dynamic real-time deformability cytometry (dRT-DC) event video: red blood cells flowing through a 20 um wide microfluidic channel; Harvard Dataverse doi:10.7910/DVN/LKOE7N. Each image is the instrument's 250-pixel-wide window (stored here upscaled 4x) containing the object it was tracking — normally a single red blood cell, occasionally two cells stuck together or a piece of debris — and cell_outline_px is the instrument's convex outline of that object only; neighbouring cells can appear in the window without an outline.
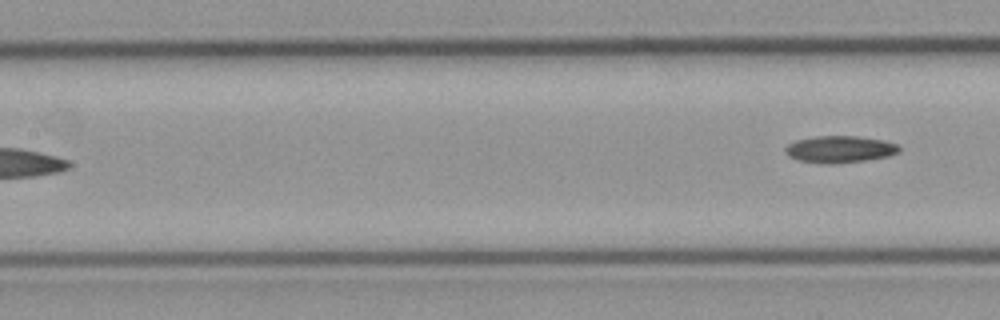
{"species": "common noctule bat (a hibernating species)", "species_latin": "Nyctalus noctula", "temperature_condition": "cold", "stored_images_in_passage": 6, "segment_of_instrument_passage": [2, 2], "camera_frame_rate_fps": 3000, "um_per_image_px": 0.085, "animal": {"sex": "male", "body_mass_g": 23.1, "forearm_length_mm": 52.7}, "frame": {"image": 1, "passage_image": 6, "time_ms": 1.667, "image_size_px": [1000, 320], "cell_outline_px": [[900, 152], [888, 156], [864, 160], [832, 164], [820, 164], [800, 160], [788, 156], [784, 152], [784, 148], [788, 144], [796, 140], [816, 136], [856, 136], [884, 140], [896, 144], [900, 148]], "centroid_in_image_um": [71.35, 12.69], "position_along_channel_um": 136.0, "area_um2": 17.86}}